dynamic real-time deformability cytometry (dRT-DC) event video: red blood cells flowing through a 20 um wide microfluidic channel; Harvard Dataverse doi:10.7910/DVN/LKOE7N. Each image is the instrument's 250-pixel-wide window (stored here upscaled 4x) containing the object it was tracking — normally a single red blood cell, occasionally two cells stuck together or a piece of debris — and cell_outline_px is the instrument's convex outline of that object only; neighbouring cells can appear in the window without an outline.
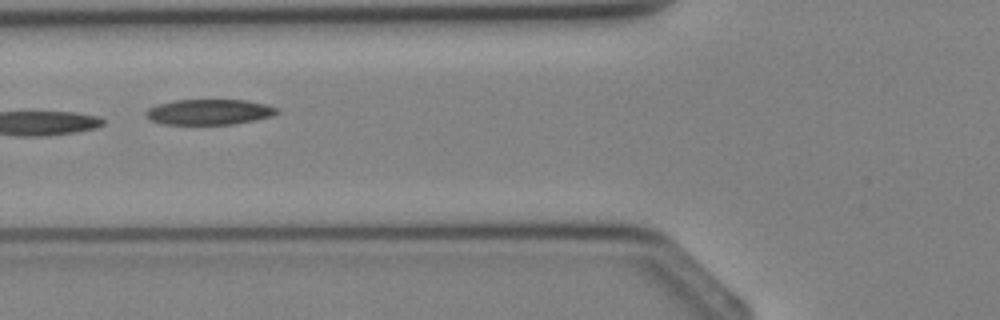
{"species": "Egyptian fruit bat (a non-hibernating species)", "species_latin": "Rousettus aegyptiacus", "temperature_condition": "cold", "stored_images_in_passage": 4, "camera_frame_rate_fps": 3000, "um_per_image_px": 0.085, "animal": {"sex": "female"}, "frame": {"image": 1, "passage_image": 4, "time_ms": 3.667, "image_size_px": [1000, 320], "cell_outline_px": [[280, 112], [272, 116], [232, 124], [164, 124], [148, 120], [144, 116], [144, 112], [148, 108], [156, 104], [176, 100], [244, 100], [264, 104], [276, 108]], "centroid_in_image_um": [17.69, 9.52], "position_along_channel_um": 108.1, "area_um2": 19.42}}